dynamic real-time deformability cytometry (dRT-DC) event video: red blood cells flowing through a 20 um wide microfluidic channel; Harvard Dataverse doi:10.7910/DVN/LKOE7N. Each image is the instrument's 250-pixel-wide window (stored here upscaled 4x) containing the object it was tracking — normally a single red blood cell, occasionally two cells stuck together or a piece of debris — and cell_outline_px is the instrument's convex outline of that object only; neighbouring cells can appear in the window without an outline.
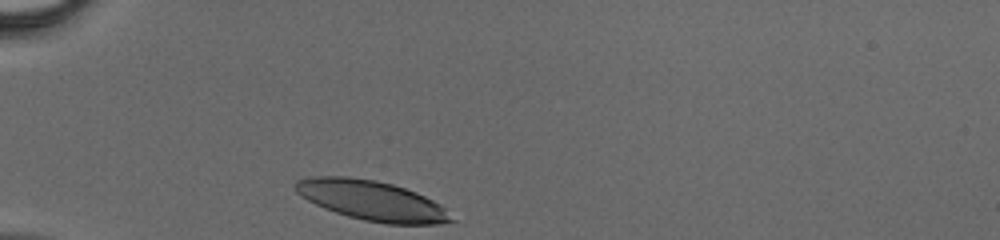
{"species": "human", "species_latin": "Homo sapiens", "temperature_condition": "cold", "stored_images_in_passage": 26, "camera_frame_rate_fps": 3000, "um_per_image_px": 0.085, "donor": {"sex": "male"}, "frame": {"image": 1, "passage_image": 1, "time_ms": 0.0, "image_size_px": [1000, 240], "cell_outline_px": [[456, 220], [440, 224], [388, 224], [364, 220], [348, 216], [324, 208], [300, 196], [296, 192], [292, 184], [296, 180], [312, 176], [348, 176], [376, 180], [392, 184], [416, 192], [440, 204]], "centroid_in_image_um": [31.57, 17.03], "position_along_channel_um": 53.4, "area_um2": 36.24}}
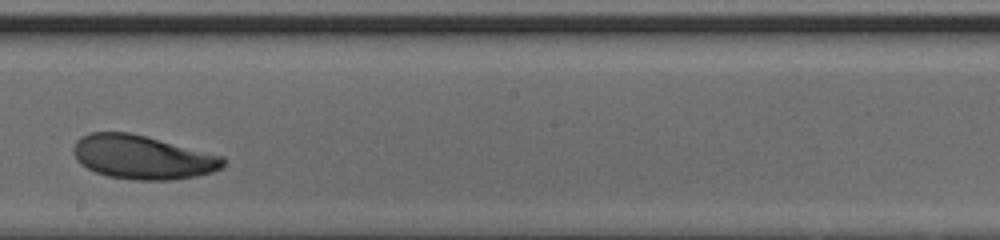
{"frame": {"image": 2, "passage_image": 15, "time_ms": 4.667, "image_size_px": [1000, 240], "cell_outline_px": [[224, 164], [220, 168], [212, 172], [196, 176], [172, 180], [136, 180], [108, 176], [96, 172], [80, 164], [76, 160], [72, 152], [72, 148], [76, 140], [80, 136], [88, 132], [128, 132], [224, 156]], "centroid_in_image_um": [12.06, 13.36], "position_along_channel_um": 236.1, "area_um2": 38.21}}
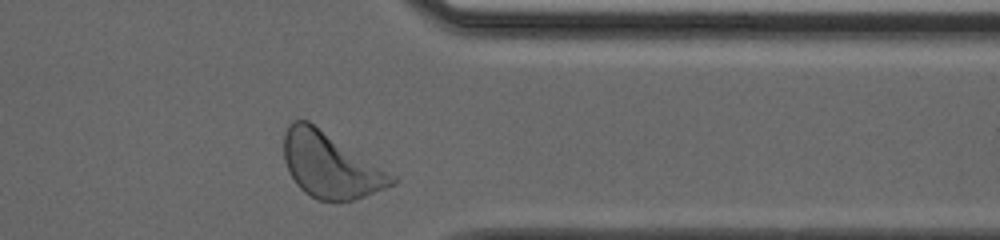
{"frame": {"image": 3, "passage_image": 25, "time_ms": 8.0, "image_size_px": [1000, 240], "cell_outline_px": [[400, 180], [396, 184], [364, 196], [352, 200], [316, 200], [304, 192], [296, 184], [288, 172], [284, 160], [284, 132], [288, 124], [292, 120], [308, 120], [396, 176]], "centroid_in_image_um": [28.07, 14.04], "position_along_channel_um": 383.3, "area_um2": 40.98}}